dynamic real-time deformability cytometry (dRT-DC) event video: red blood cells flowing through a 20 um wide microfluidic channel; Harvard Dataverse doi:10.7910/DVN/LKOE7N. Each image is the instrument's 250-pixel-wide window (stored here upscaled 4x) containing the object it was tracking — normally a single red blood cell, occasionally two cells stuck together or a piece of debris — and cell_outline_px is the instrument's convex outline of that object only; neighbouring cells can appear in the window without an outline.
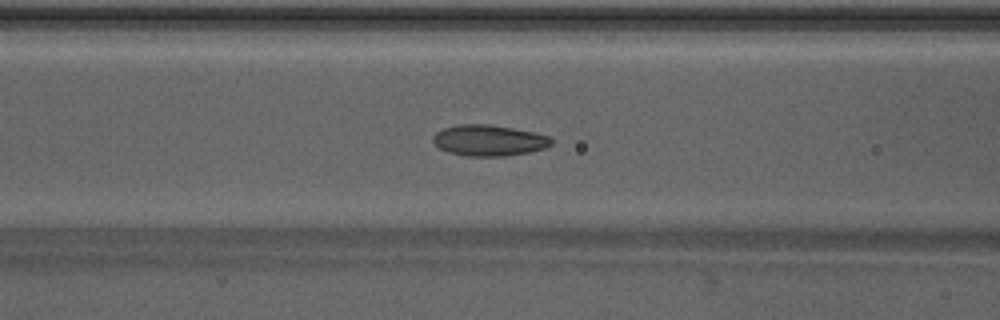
{"species": "Egyptian fruit bat (a non-hibernating species)", "species_latin": "Rousettus aegyptiacus", "temperature_condition": "warm", "stored_images_in_passage": 48, "camera_frame_rate_fps": 3000, "um_per_image_px": 0.085, "animal": {"sex": "male"}, "frame": {"image": 1, "passage_image": 19, "time_ms": 6.0, "image_size_px": [1000, 320], "cell_outline_px": [[552, 144], [544, 148], [528, 152], [504, 156], [464, 156], [448, 152], [440, 148], [432, 140], [432, 136], [436, 132], [444, 128], [460, 124], [488, 124], [512, 128], [532, 132], [548, 136], [552, 140]], "centroid_in_image_um": [41.52, 11.93], "position_along_channel_um": 125.1, "area_um2": 21.21}}
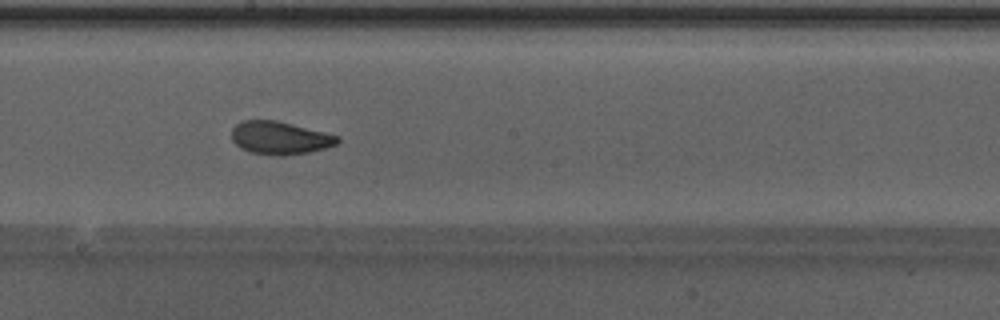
{"frame": {"image": 2, "passage_image": 26, "time_ms": 8.333, "image_size_px": [1000, 320], "cell_outline_px": [[340, 140], [336, 144], [324, 148], [308, 152], [284, 156], [276, 156], [252, 152], [240, 148], [232, 140], [232, 128], [240, 120], [276, 120], [340, 136]], "centroid_in_image_um": [23.77, 11.72], "position_along_channel_um": 224.4, "area_um2": 20.29}}
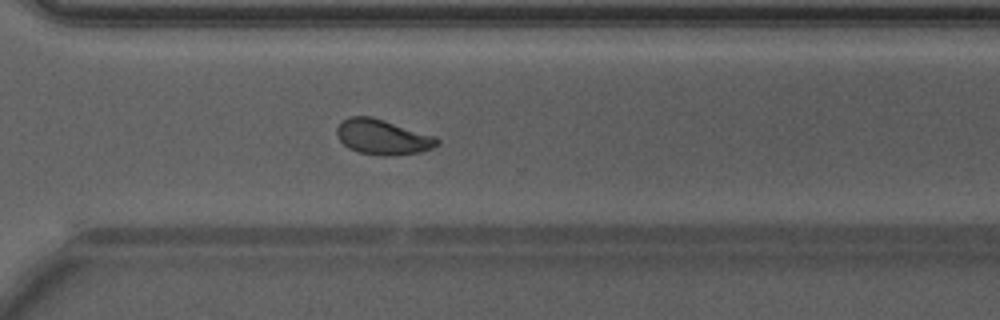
{"frame": {"image": 3, "passage_image": 34, "time_ms": 11.0, "image_size_px": [1000, 320], "cell_outline_px": [[440, 144], [432, 148], [420, 152], [392, 156], [384, 156], [360, 152], [348, 148], [340, 140], [336, 132], [336, 128], [348, 116], [372, 116], [436, 136], [440, 140]], "centroid_in_image_um": [32.56, 11.64], "position_along_channel_um": 338.0, "area_um2": 20.63}, "authors_computed_cell_mechanics": {"area_um2": 20.808, "velocity_mm_per_s": 4.263, "shape_relaxation_time_tau1_ms": 3.1808, "shape_relaxation_time_tau2_ms": 1.1505, "deformation_change_tau1": 0.1203, "deformation_change_tau2": 0.0627}}